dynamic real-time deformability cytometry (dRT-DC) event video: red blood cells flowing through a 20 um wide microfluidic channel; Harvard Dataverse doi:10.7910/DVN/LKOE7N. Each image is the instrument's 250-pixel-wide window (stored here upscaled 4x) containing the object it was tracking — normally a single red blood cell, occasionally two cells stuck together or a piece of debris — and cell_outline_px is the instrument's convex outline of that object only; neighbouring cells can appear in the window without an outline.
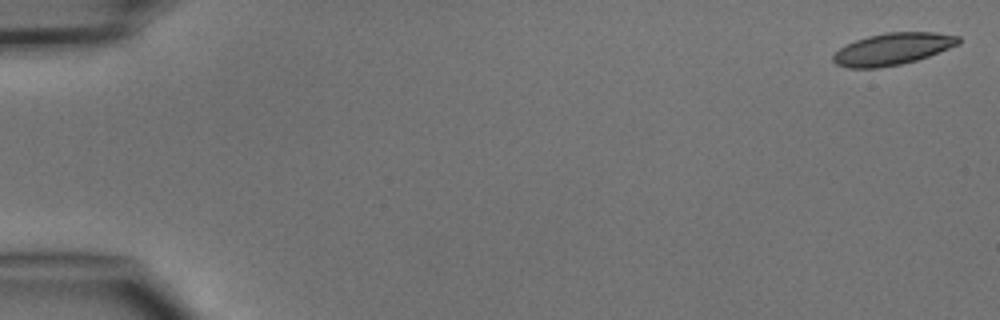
{"species": "common noctule bat (a hibernating species)", "species_latin": "Nyctalus noctula", "temperature_condition": "cold", "stored_images_in_passage": 4, "camera_frame_rate_fps": 3000, "um_per_image_px": 0.085, "animal": {"sex": "male", "body_mass_g": 15.6}, "frame": {"image": 1, "passage_image": 1, "time_ms": 0.0, "image_size_px": [1000, 320], "cell_outline_px": [[960, 44], [928, 56], [916, 60], [900, 64], [876, 68], [848, 68], [836, 64], [832, 60], [832, 56], [840, 48], [856, 40], [868, 36], [888, 32], [936, 32], [960, 36]], "centroid_in_image_um": [75.89, 4.16], "position_along_channel_um": 9.1, "area_um2": 23.18}}
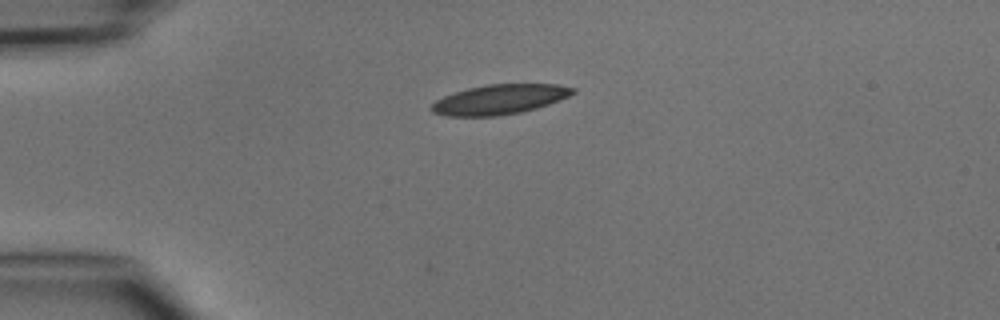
{"frame": {"image": 2, "passage_image": 4, "time_ms": 3.667, "image_size_px": [1000, 320], "cell_outline_px": [[576, 92], [560, 100], [536, 108], [520, 112], [496, 116], [448, 116], [432, 112], [428, 108], [436, 100], [444, 96], [468, 88], [484, 84], [560, 84], [576, 88]], "centroid_in_image_um": [42.47, 8.44], "position_along_channel_um": 42.5, "area_um2": 24.57}}